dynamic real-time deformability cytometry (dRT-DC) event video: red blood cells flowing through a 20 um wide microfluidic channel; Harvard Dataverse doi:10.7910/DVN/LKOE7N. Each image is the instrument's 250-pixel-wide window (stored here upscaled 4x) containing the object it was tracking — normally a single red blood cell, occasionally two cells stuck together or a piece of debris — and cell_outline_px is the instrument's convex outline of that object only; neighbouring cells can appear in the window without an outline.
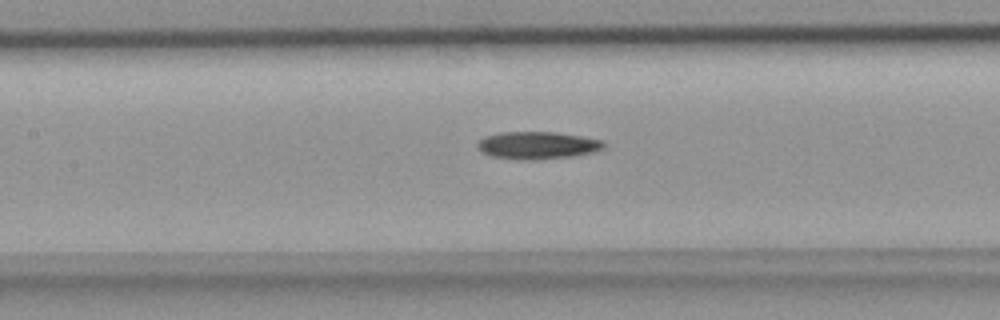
{"species": "common noctule bat (a hibernating species)", "species_latin": "Nyctalus noctula", "temperature_condition": "room temperature", "stored_images_in_passage": 24, "camera_frame_rate_fps": 3000, "um_per_image_px": 0.085, "animal": {"sex": "female", "body_mass_g": 18.4}, "frame": {"image": 1, "passage_image": 8, "time_ms": 2.333, "image_size_px": [1000, 320], "cell_outline_px": [[608, 144], [604, 148], [592, 152], [572, 156], [532, 160], [524, 160], [492, 156], [484, 152], [476, 144], [484, 136], [500, 132], [556, 132], [584, 136], [604, 140]], "centroid_in_image_um": [45.75, 12.34], "position_along_channel_um": 161.7, "area_um2": 20.23}}
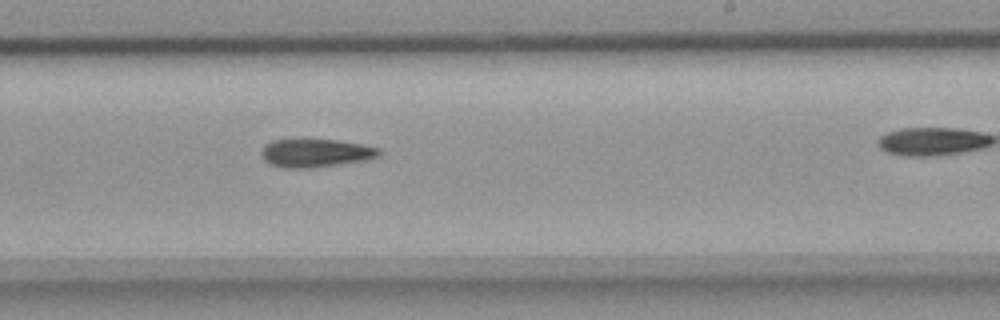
{"frame": {"image": 2, "passage_image": 15, "time_ms": 4.667, "image_size_px": [1000, 320], "cell_outline_px": [[384, 152], [380, 156], [368, 160], [312, 168], [280, 168], [264, 160], [260, 152], [264, 144], [272, 140], [336, 140], [360, 144], [380, 148]], "centroid_in_image_um": [26.85, 13.02], "position_along_channel_um": 262.1, "area_um2": 19.54}}
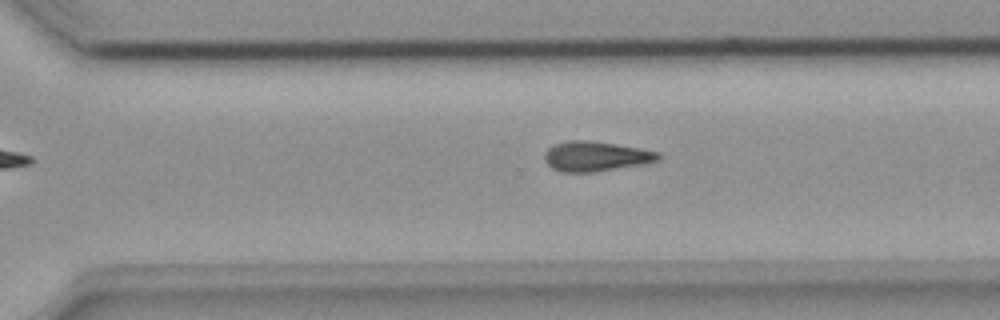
{"frame": {"image": 3, "passage_image": 19, "time_ms": 6.0, "image_size_px": [1000, 320], "cell_outline_px": [[660, 160], [640, 164], [592, 172], [560, 172], [552, 168], [544, 160], [544, 152], [548, 148], [556, 144], [568, 140], [588, 140], [660, 152]], "centroid_in_image_um": [50.58, 13.29], "position_along_channel_um": 320.0, "area_um2": 19.48}}